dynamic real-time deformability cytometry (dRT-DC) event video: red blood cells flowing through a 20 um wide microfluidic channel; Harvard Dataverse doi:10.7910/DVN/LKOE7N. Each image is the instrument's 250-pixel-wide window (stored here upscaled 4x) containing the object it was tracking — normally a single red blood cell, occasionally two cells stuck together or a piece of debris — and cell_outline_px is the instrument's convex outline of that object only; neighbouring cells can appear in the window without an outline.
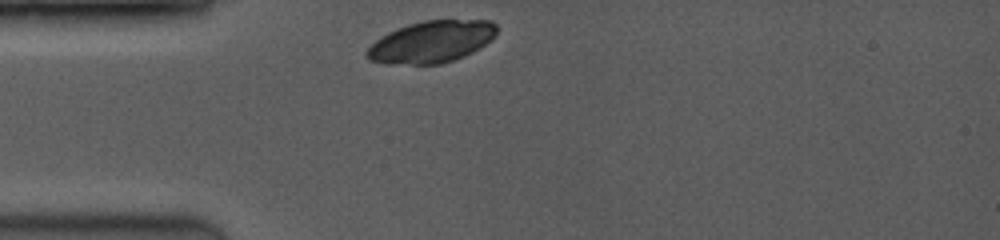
{"species": "common noctule bat (a hibernating species)", "species_latin": "Nyctalus noctula", "temperature_condition": "room temperature", "stored_images_in_passage": 27, "camera_frame_rate_fps": 3500, "um_per_image_px": 0.085, "animal": {"sex": "female", "body_mass_g": 19.0, "forearm_length_mm": 53.3}, "frame": {"image": 1, "passage_image": 1, "time_ms": 0.0, "image_size_px": [1000, 240], "cell_outline_px": [[496, 36], [492, 40], [472, 52], [464, 56], [440, 64], [412, 64], [368, 60], [364, 56], [364, 52], [380, 36], [396, 28], [408, 24], [424, 20], [492, 20], [496, 24]], "centroid_in_image_um": [36.69, 3.53], "position_along_channel_um": 48.3, "area_um2": 31.56}}
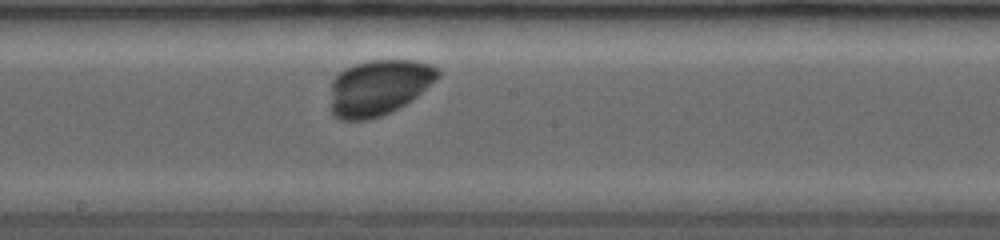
{"frame": {"image": 2, "passage_image": 17, "time_ms": 4.571, "image_size_px": [1000, 240], "cell_outline_px": [[440, 76], [436, 80], [412, 100], [380, 116], [368, 120], [340, 120], [332, 116], [332, 80], [340, 72], [356, 64], [372, 60], [416, 60], [432, 64], [440, 72]], "centroid_in_image_um": [32.22, 7.43], "position_along_channel_um": 216.0, "area_um2": 34.56}}